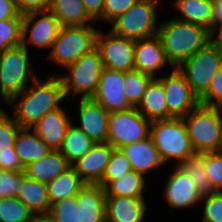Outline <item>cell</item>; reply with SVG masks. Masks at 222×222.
Listing matches in <instances>:
<instances>
[{
	"label": "cell",
	"mask_w": 222,
	"mask_h": 222,
	"mask_svg": "<svg viewBox=\"0 0 222 222\" xmlns=\"http://www.w3.org/2000/svg\"><path fill=\"white\" fill-rule=\"evenodd\" d=\"M32 83L8 102L14 104L13 118L21 128H32L47 112L61 107L65 98L57 74L49 75L44 82L37 77Z\"/></svg>",
	"instance_id": "cell-1"
},
{
	"label": "cell",
	"mask_w": 222,
	"mask_h": 222,
	"mask_svg": "<svg viewBox=\"0 0 222 222\" xmlns=\"http://www.w3.org/2000/svg\"><path fill=\"white\" fill-rule=\"evenodd\" d=\"M210 33L205 27L176 18L161 22L157 31L172 69L205 47L211 41Z\"/></svg>",
	"instance_id": "cell-2"
},
{
	"label": "cell",
	"mask_w": 222,
	"mask_h": 222,
	"mask_svg": "<svg viewBox=\"0 0 222 222\" xmlns=\"http://www.w3.org/2000/svg\"><path fill=\"white\" fill-rule=\"evenodd\" d=\"M196 154L222 151V109L199 104L183 117Z\"/></svg>",
	"instance_id": "cell-3"
},
{
	"label": "cell",
	"mask_w": 222,
	"mask_h": 222,
	"mask_svg": "<svg viewBox=\"0 0 222 222\" xmlns=\"http://www.w3.org/2000/svg\"><path fill=\"white\" fill-rule=\"evenodd\" d=\"M166 164L170 159H177L178 164L186 161L196 153L192 147L183 118L153 120L149 135Z\"/></svg>",
	"instance_id": "cell-4"
},
{
	"label": "cell",
	"mask_w": 222,
	"mask_h": 222,
	"mask_svg": "<svg viewBox=\"0 0 222 222\" xmlns=\"http://www.w3.org/2000/svg\"><path fill=\"white\" fill-rule=\"evenodd\" d=\"M30 62L28 48L22 44L0 53V96L6 104L37 78Z\"/></svg>",
	"instance_id": "cell-5"
},
{
	"label": "cell",
	"mask_w": 222,
	"mask_h": 222,
	"mask_svg": "<svg viewBox=\"0 0 222 222\" xmlns=\"http://www.w3.org/2000/svg\"><path fill=\"white\" fill-rule=\"evenodd\" d=\"M66 68L70 71L68 74L57 75L61 80L65 98L70 99L67 97L70 92L74 95L82 94V99L92 98L104 69L98 49L95 47Z\"/></svg>",
	"instance_id": "cell-6"
},
{
	"label": "cell",
	"mask_w": 222,
	"mask_h": 222,
	"mask_svg": "<svg viewBox=\"0 0 222 222\" xmlns=\"http://www.w3.org/2000/svg\"><path fill=\"white\" fill-rule=\"evenodd\" d=\"M221 67L222 49L210 41L177 69L184 75L192 92L200 99L207 92L213 77Z\"/></svg>",
	"instance_id": "cell-7"
},
{
	"label": "cell",
	"mask_w": 222,
	"mask_h": 222,
	"mask_svg": "<svg viewBox=\"0 0 222 222\" xmlns=\"http://www.w3.org/2000/svg\"><path fill=\"white\" fill-rule=\"evenodd\" d=\"M97 33L90 22L85 26L61 27L48 58L66 68L96 47Z\"/></svg>",
	"instance_id": "cell-8"
},
{
	"label": "cell",
	"mask_w": 222,
	"mask_h": 222,
	"mask_svg": "<svg viewBox=\"0 0 222 222\" xmlns=\"http://www.w3.org/2000/svg\"><path fill=\"white\" fill-rule=\"evenodd\" d=\"M160 0H138L128 11L111 22L114 34L140 40L157 34V4Z\"/></svg>",
	"instance_id": "cell-9"
},
{
	"label": "cell",
	"mask_w": 222,
	"mask_h": 222,
	"mask_svg": "<svg viewBox=\"0 0 222 222\" xmlns=\"http://www.w3.org/2000/svg\"><path fill=\"white\" fill-rule=\"evenodd\" d=\"M151 121L136 108L111 112L108 117L107 143L115 149L141 141L150 135Z\"/></svg>",
	"instance_id": "cell-10"
},
{
	"label": "cell",
	"mask_w": 222,
	"mask_h": 222,
	"mask_svg": "<svg viewBox=\"0 0 222 222\" xmlns=\"http://www.w3.org/2000/svg\"><path fill=\"white\" fill-rule=\"evenodd\" d=\"M96 48L104 68L119 72L134 70L135 40L118 36L111 30L106 35L98 30Z\"/></svg>",
	"instance_id": "cell-11"
},
{
	"label": "cell",
	"mask_w": 222,
	"mask_h": 222,
	"mask_svg": "<svg viewBox=\"0 0 222 222\" xmlns=\"http://www.w3.org/2000/svg\"><path fill=\"white\" fill-rule=\"evenodd\" d=\"M36 18V19H35ZM61 25L50 10L30 11L22 18V45L52 48Z\"/></svg>",
	"instance_id": "cell-12"
},
{
	"label": "cell",
	"mask_w": 222,
	"mask_h": 222,
	"mask_svg": "<svg viewBox=\"0 0 222 222\" xmlns=\"http://www.w3.org/2000/svg\"><path fill=\"white\" fill-rule=\"evenodd\" d=\"M158 79L164 88L168 119L183 118L200 104L184 75L177 68H173L170 75Z\"/></svg>",
	"instance_id": "cell-13"
},
{
	"label": "cell",
	"mask_w": 222,
	"mask_h": 222,
	"mask_svg": "<svg viewBox=\"0 0 222 222\" xmlns=\"http://www.w3.org/2000/svg\"><path fill=\"white\" fill-rule=\"evenodd\" d=\"M124 72L104 68L96 93L92 99L108 113L126 111L133 108L123 92Z\"/></svg>",
	"instance_id": "cell-14"
},
{
	"label": "cell",
	"mask_w": 222,
	"mask_h": 222,
	"mask_svg": "<svg viewBox=\"0 0 222 222\" xmlns=\"http://www.w3.org/2000/svg\"><path fill=\"white\" fill-rule=\"evenodd\" d=\"M165 196L171 208H188L201 203L203 195L195 183L178 165L165 183Z\"/></svg>",
	"instance_id": "cell-15"
},
{
	"label": "cell",
	"mask_w": 222,
	"mask_h": 222,
	"mask_svg": "<svg viewBox=\"0 0 222 222\" xmlns=\"http://www.w3.org/2000/svg\"><path fill=\"white\" fill-rule=\"evenodd\" d=\"M79 121L76 126L82 130L94 143H106L108 134L109 113L92 98L79 100Z\"/></svg>",
	"instance_id": "cell-16"
},
{
	"label": "cell",
	"mask_w": 222,
	"mask_h": 222,
	"mask_svg": "<svg viewBox=\"0 0 222 222\" xmlns=\"http://www.w3.org/2000/svg\"><path fill=\"white\" fill-rule=\"evenodd\" d=\"M113 147L109 143H95L72 167L86 184H98L103 177Z\"/></svg>",
	"instance_id": "cell-17"
},
{
	"label": "cell",
	"mask_w": 222,
	"mask_h": 222,
	"mask_svg": "<svg viewBox=\"0 0 222 222\" xmlns=\"http://www.w3.org/2000/svg\"><path fill=\"white\" fill-rule=\"evenodd\" d=\"M134 70L155 78V74L168 62L162 42L156 34L149 38L135 40Z\"/></svg>",
	"instance_id": "cell-18"
},
{
	"label": "cell",
	"mask_w": 222,
	"mask_h": 222,
	"mask_svg": "<svg viewBox=\"0 0 222 222\" xmlns=\"http://www.w3.org/2000/svg\"><path fill=\"white\" fill-rule=\"evenodd\" d=\"M71 124L72 121L61 106L47 112L32 129L51 150L59 151L62 147L66 131Z\"/></svg>",
	"instance_id": "cell-19"
},
{
	"label": "cell",
	"mask_w": 222,
	"mask_h": 222,
	"mask_svg": "<svg viewBox=\"0 0 222 222\" xmlns=\"http://www.w3.org/2000/svg\"><path fill=\"white\" fill-rule=\"evenodd\" d=\"M147 208L144 198L106 196V222H143Z\"/></svg>",
	"instance_id": "cell-20"
},
{
	"label": "cell",
	"mask_w": 222,
	"mask_h": 222,
	"mask_svg": "<svg viewBox=\"0 0 222 222\" xmlns=\"http://www.w3.org/2000/svg\"><path fill=\"white\" fill-rule=\"evenodd\" d=\"M80 222H106V195L98 184H85L77 194Z\"/></svg>",
	"instance_id": "cell-21"
},
{
	"label": "cell",
	"mask_w": 222,
	"mask_h": 222,
	"mask_svg": "<svg viewBox=\"0 0 222 222\" xmlns=\"http://www.w3.org/2000/svg\"><path fill=\"white\" fill-rule=\"evenodd\" d=\"M121 150L130 161L132 170L144 176L149 171L164 165L150 136L124 146Z\"/></svg>",
	"instance_id": "cell-22"
},
{
	"label": "cell",
	"mask_w": 222,
	"mask_h": 222,
	"mask_svg": "<svg viewBox=\"0 0 222 222\" xmlns=\"http://www.w3.org/2000/svg\"><path fill=\"white\" fill-rule=\"evenodd\" d=\"M70 167L60 151L51 150L45 157L24 167V173L28 178L47 184Z\"/></svg>",
	"instance_id": "cell-23"
},
{
	"label": "cell",
	"mask_w": 222,
	"mask_h": 222,
	"mask_svg": "<svg viewBox=\"0 0 222 222\" xmlns=\"http://www.w3.org/2000/svg\"><path fill=\"white\" fill-rule=\"evenodd\" d=\"M14 147L23 167L40 160L51 151L32 128H20L18 130Z\"/></svg>",
	"instance_id": "cell-24"
},
{
	"label": "cell",
	"mask_w": 222,
	"mask_h": 222,
	"mask_svg": "<svg viewBox=\"0 0 222 222\" xmlns=\"http://www.w3.org/2000/svg\"><path fill=\"white\" fill-rule=\"evenodd\" d=\"M174 6L182 15L176 19L213 30L212 0H174Z\"/></svg>",
	"instance_id": "cell-25"
},
{
	"label": "cell",
	"mask_w": 222,
	"mask_h": 222,
	"mask_svg": "<svg viewBox=\"0 0 222 222\" xmlns=\"http://www.w3.org/2000/svg\"><path fill=\"white\" fill-rule=\"evenodd\" d=\"M136 109L150 121L168 119L164 88L158 78L150 81Z\"/></svg>",
	"instance_id": "cell-26"
},
{
	"label": "cell",
	"mask_w": 222,
	"mask_h": 222,
	"mask_svg": "<svg viewBox=\"0 0 222 222\" xmlns=\"http://www.w3.org/2000/svg\"><path fill=\"white\" fill-rule=\"evenodd\" d=\"M49 10L61 27L85 26L95 22L87 13L82 0H52Z\"/></svg>",
	"instance_id": "cell-27"
},
{
	"label": "cell",
	"mask_w": 222,
	"mask_h": 222,
	"mask_svg": "<svg viewBox=\"0 0 222 222\" xmlns=\"http://www.w3.org/2000/svg\"><path fill=\"white\" fill-rule=\"evenodd\" d=\"M17 198L27 206L33 215L46 214L50 211L51 205L46 184L28 178L25 173Z\"/></svg>",
	"instance_id": "cell-28"
},
{
	"label": "cell",
	"mask_w": 222,
	"mask_h": 222,
	"mask_svg": "<svg viewBox=\"0 0 222 222\" xmlns=\"http://www.w3.org/2000/svg\"><path fill=\"white\" fill-rule=\"evenodd\" d=\"M85 184L71 166L54 180L46 184L50 205L65 198L76 196Z\"/></svg>",
	"instance_id": "cell-29"
},
{
	"label": "cell",
	"mask_w": 222,
	"mask_h": 222,
	"mask_svg": "<svg viewBox=\"0 0 222 222\" xmlns=\"http://www.w3.org/2000/svg\"><path fill=\"white\" fill-rule=\"evenodd\" d=\"M144 175L135 171L123 175L115 181H111L105 188L106 196L113 197H129V198H144V188L146 179Z\"/></svg>",
	"instance_id": "cell-30"
},
{
	"label": "cell",
	"mask_w": 222,
	"mask_h": 222,
	"mask_svg": "<svg viewBox=\"0 0 222 222\" xmlns=\"http://www.w3.org/2000/svg\"><path fill=\"white\" fill-rule=\"evenodd\" d=\"M95 143L80 129L72 123L67 131L60 148L62 155L72 166L83 157Z\"/></svg>",
	"instance_id": "cell-31"
},
{
	"label": "cell",
	"mask_w": 222,
	"mask_h": 222,
	"mask_svg": "<svg viewBox=\"0 0 222 222\" xmlns=\"http://www.w3.org/2000/svg\"><path fill=\"white\" fill-rule=\"evenodd\" d=\"M153 78L147 74L137 70L124 72L123 92L128 100V103L137 108L140 104L143 94L147 89L148 84Z\"/></svg>",
	"instance_id": "cell-32"
},
{
	"label": "cell",
	"mask_w": 222,
	"mask_h": 222,
	"mask_svg": "<svg viewBox=\"0 0 222 222\" xmlns=\"http://www.w3.org/2000/svg\"><path fill=\"white\" fill-rule=\"evenodd\" d=\"M195 183L198 191L202 195L215 192L209 183V178L205 171L204 153L195 154L179 165Z\"/></svg>",
	"instance_id": "cell-33"
},
{
	"label": "cell",
	"mask_w": 222,
	"mask_h": 222,
	"mask_svg": "<svg viewBox=\"0 0 222 222\" xmlns=\"http://www.w3.org/2000/svg\"><path fill=\"white\" fill-rule=\"evenodd\" d=\"M33 216L17 197L0 198V222H31Z\"/></svg>",
	"instance_id": "cell-34"
},
{
	"label": "cell",
	"mask_w": 222,
	"mask_h": 222,
	"mask_svg": "<svg viewBox=\"0 0 222 222\" xmlns=\"http://www.w3.org/2000/svg\"><path fill=\"white\" fill-rule=\"evenodd\" d=\"M132 171L130 161L121 149H113L102 180L98 185L105 188L111 181H115Z\"/></svg>",
	"instance_id": "cell-35"
},
{
	"label": "cell",
	"mask_w": 222,
	"mask_h": 222,
	"mask_svg": "<svg viewBox=\"0 0 222 222\" xmlns=\"http://www.w3.org/2000/svg\"><path fill=\"white\" fill-rule=\"evenodd\" d=\"M22 44V18L0 20V53Z\"/></svg>",
	"instance_id": "cell-36"
},
{
	"label": "cell",
	"mask_w": 222,
	"mask_h": 222,
	"mask_svg": "<svg viewBox=\"0 0 222 222\" xmlns=\"http://www.w3.org/2000/svg\"><path fill=\"white\" fill-rule=\"evenodd\" d=\"M49 213L57 222H80L77 195L52 204Z\"/></svg>",
	"instance_id": "cell-37"
},
{
	"label": "cell",
	"mask_w": 222,
	"mask_h": 222,
	"mask_svg": "<svg viewBox=\"0 0 222 222\" xmlns=\"http://www.w3.org/2000/svg\"><path fill=\"white\" fill-rule=\"evenodd\" d=\"M204 165L211 188L222 192V151L205 152Z\"/></svg>",
	"instance_id": "cell-38"
},
{
	"label": "cell",
	"mask_w": 222,
	"mask_h": 222,
	"mask_svg": "<svg viewBox=\"0 0 222 222\" xmlns=\"http://www.w3.org/2000/svg\"><path fill=\"white\" fill-rule=\"evenodd\" d=\"M24 171L14 172L0 169V198L17 197L22 188Z\"/></svg>",
	"instance_id": "cell-39"
},
{
	"label": "cell",
	"mask_w": 222,
	"mask_h": 222,
	"mask_svg": "<svg viewBox=\"0 0 222 222\" xmlns=\"http://www.w3.org/2000/svg\"><path fill=\"white\" fill-rule=\"evenodd\" d=\"M20 128L13 116L8 115L4 110L0 112V150L14 147Z\"/></svg>",
	"instance_id": "cell-40"
},
{
	"label": "cell",
	"mask_w": 222,
	"mask_h": 222,
	"mask_svg": "<svg viewBox=\"0 0 222 222\" xmlns=\"http://www.w3.org/2000/svg\"><path fill=\"white\" fill-rule=\"evenodd\" d=\"M201 200L205 201L203 222H222V192L203 195Z\"/></svg>",
	"instance_id": "cell-41"
},
{
	"label": "cell",
	"mask_w": 222,
	"mask_h": 222,
	"mask_svg": "<svg viewBox=\"0 0 222 222\" xmlns=\"http://www.w3.org/2000/svg\"><path fill=\"white\" fill-rule=\"evenodd\" d=\"M201 105L222 109V67L213 77L207 92L199 99Z\"/></svg>",
	"instance_id": "cell-42"
},
{
	"label": "cell",
	"mask_w": 222,
	"mask_h": 222,
	"mask_svg": "<svg viewBox=\"0 0 222 222\" xmlns=\"http://www.w3.org/2000/svg\"><path fill=\"white\" fill-rule=\"evenodd\" d=\"M138 0H105L102 12V19L105 22H112L119 15L128 11Z\"/></svg>",
	"instance_id": "cell-43"
},
{
	"label": "cell",
	"mask_w": 222,
	"mask_h": 222,
	"mask_svg": "<svg viewBox=\"0 0 222 222\" xmlns=\"http://www.w3.org/2000/svg\"><path fill=\"white\" fill-rule=\"evenodd\" d=\"M0 169L14 172L24 171V167L17 156L15 147H8L7 149L0 150Z\"/></svg>",
	"instance_id": "cell-44"
},
{
	"label": "cell",
	"mask_w": 222,
	"mask_h": 222,
	"mask_svg": "<svg viewBox=\"0 0 222 222\" xmlns=\"http://www.w3.org/2000/svg\"><path fill=\"white\" fill-rule=\"evenodd\" d=\"M21 14L30 11L49 10L52 0H14Z\"/></svg>",
	"instance_id": "cell-45"
},
{
	"label": "cell",
	"mask_w": 222,
	"mask_h": 222,
	"mask_svg": "<svg viewBox=\"0 0 222 222\" xmlns=\"http://www.w3.org/2000/svg\"><path fill=\"white\" fill-rule=\"evenodd\" d=\"M11 18H23L17 8L14 0H0V20Z\"/></svg>",
	"instance_id": "cell-46"
},
{
	"label": "cell",
	"mask_w": 222,
	"mask_h": 222,
	"mask_svg": "<svg viewBox=\"0 0 222 222\" xmlns=\"http://www.w3.org/2000/svg\"><path fill=\"white\" fill-rule=\"evenodd\" d=\"M88 15L96 22L102 19L105 0H82Z\"/></svg>",
	"instance_id": "cell-47"
},
{
	"label": "cell",
	"mask_w": 222,
	"mask_h": 222,
	"mask_svg": "<svg viewBox=\"0 0 222 222\" xmlns=\"http://www.w3.org/2000/svg\"><path fill=\"white\" fill-rule=\"evenodd\" d=\"M213 29L222 22V0H212Z\"/></svg>",
	"instance_id": "cell-48"
},
{
	"label": "cell",
	"mask_w": 222,
	"mask_h": 222,
	"mask_svg": "<svg viewBox=\"0 0 222 222\" xmlns=\"http://www.w3.org/2000/svg\"><path fill=\"white\" fill-rule=\"evenodd\" d=\"M216 31L218 33H216ZM211 35V42L222 49V22L219 23L210 33ZM217 35V36H215Z\"/></svg>",
	"instance_id": "cell-49"
},
{
	"label": "cell",
	"mask_w": 222,
	"mask_h": 222,
	"mask_svg": "<svg viewBox=\"0 0 222 222\" xmlns=\"http://www.w3.org/2000/svg\"><path fill=\"white\" fill-rule=\"evenodd\" d=\"M31 222H57L50 213L46 214H36L33 216Z\"/></svg>",
	"instance_id": "cell-50"
}]
</instances>
